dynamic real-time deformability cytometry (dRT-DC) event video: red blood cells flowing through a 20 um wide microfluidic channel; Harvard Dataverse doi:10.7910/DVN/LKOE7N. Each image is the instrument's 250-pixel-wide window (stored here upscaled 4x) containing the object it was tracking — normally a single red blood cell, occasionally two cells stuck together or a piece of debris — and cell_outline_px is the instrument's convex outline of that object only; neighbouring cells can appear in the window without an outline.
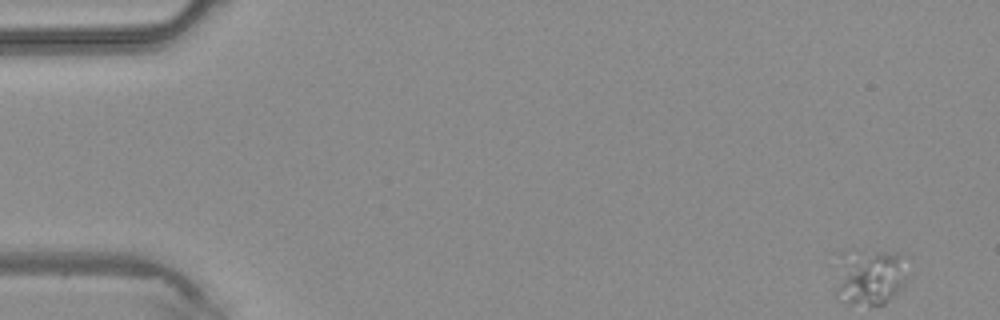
{"species": "common noctule bat (a hibernating species)", "species_latin": "Nyctalus noctula", "temperature_condition": "warm", "stored_images_in_passage": 43, "segment_of_instrument_passage": [1, 2], "camera_frame_rate_fps": 3000, "um_per_image_px": 0.085, "animal": {"sex": "male", "body_mass_g": 20.4}, "frame": {"image": 1, "passage_image": 1, "time_ms": 0.0, "image_size_px": [1000, 320], "cell_outline_px": [[904, 284], [884, 304], [852, 304], [840, 300], [832, 296], [836, 288], [844, 276], [876, 252], [896, 252], [900, 256]], "centroid_in_image_um": [74.13, 23.83], "position_along_channel_um": 10.9, "area_um2": 18.84}}
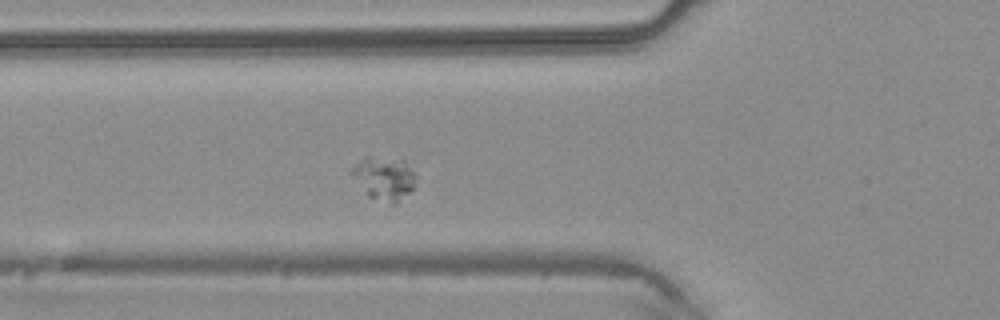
{"frame": {"image": 2, "passage_image": 15, "time_ms": 4.667, "image_size_px": [1000, 320], "cell_outline_px": [[416, 176], [412, 188], [396, 204], [392, 204], [368, 196], [348, 172], [364, 156], [368, 156], [404, 160]], "centroid_in_image_um": [32.61, 15.14], "position_along_channel_um": 93.2, "area_um2": 15.95}}
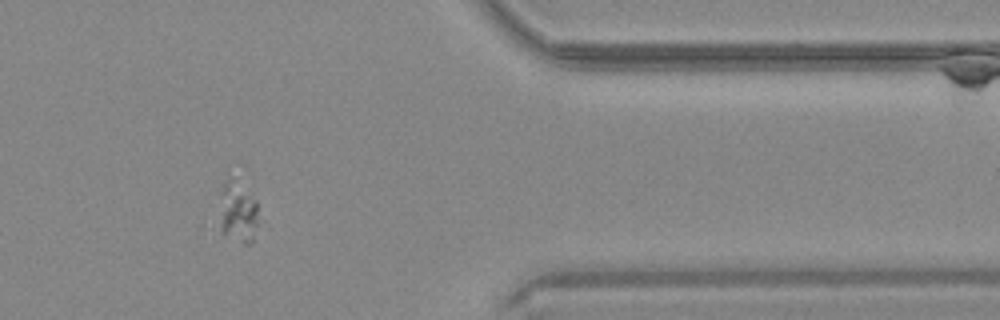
{"frame": {"image": 3, "passage_image": 36, "time_ms": 11.667, "image_size_px": [1000, 320], "cell_outline_px": [[256, 224], [252, 244], [244, 244], [224, 232], [220, 192], [224, 184], [228, 180], [256, 200]], "centroid_in_image_um": [20.26, 18.12], "position_along_channel_um": 391.1, "area_um2": 12.25}}